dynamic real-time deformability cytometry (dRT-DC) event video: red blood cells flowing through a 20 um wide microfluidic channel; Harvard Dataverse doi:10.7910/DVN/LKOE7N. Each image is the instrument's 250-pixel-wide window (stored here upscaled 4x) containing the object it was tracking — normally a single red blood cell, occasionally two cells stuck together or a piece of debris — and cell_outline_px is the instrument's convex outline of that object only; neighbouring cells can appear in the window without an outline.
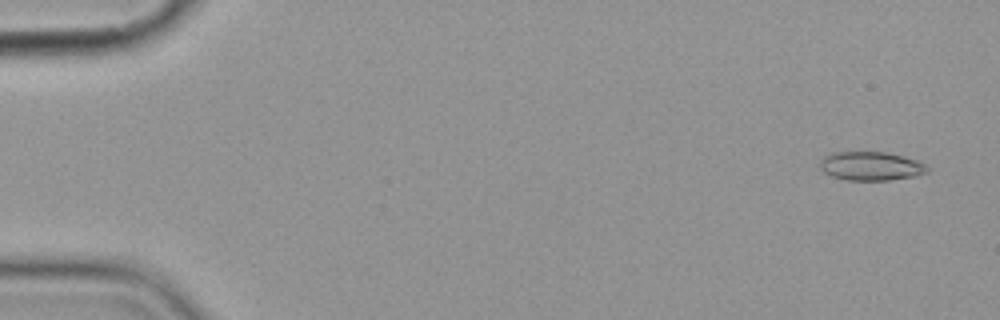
{"species": "common noctule bat (a hibernating species)", "species_latin": "Nyctalus noctula", "temperature_condition": "cold", "stored_images_in_passage": 5, "camera_frame_rate_fps": 3000, "um_per_image_px": 0.085, "animal": {"sex": "female", "body_mass_g": 19.9}, "frame": {"image": 1, "passage_image": 1, "time_ms": 0.0, "image_size_px": [1000, 320], "cell_outline_px": [[928, 172], [912, 176], [888, 180], [844, 180], [832, 176], [824, 172], [820, 168], [820, 164], [824, 156], [832, 152], [884, 152], [904, 156], [916, 160], [924, 164], [928, 168]], "centroid_in_image_um": [74.0, 14.11], "position_along_channel_um": 11.0, "area_um2": 17.86}}
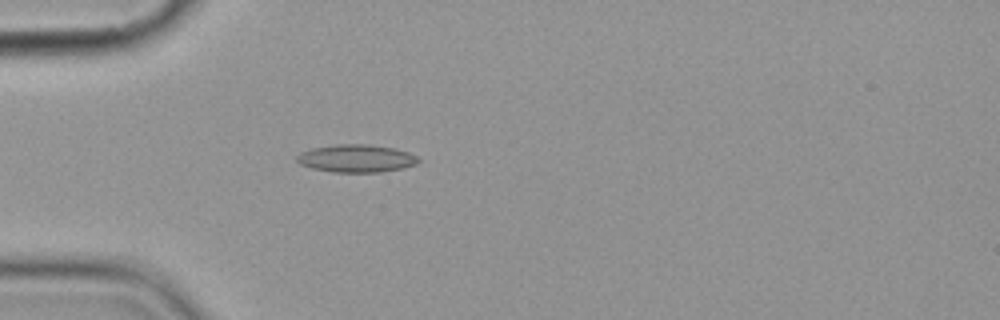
{"frame": {"image": 2, "passage_image": 5, "time_ms": 4.667, "image_size_px": [1000, 320], "cell_outline_px": [[420, 160], [416, 164], [404, 168], [380, 172], [332, 172], [312, 168], [300, 164], [296, 160], [296, 156], [300, 152], [312, 148], [336, 144], [368, 144], [396, 148], [408, 152], [416, 156]], "centroid_in_image_um": [30.28, 13.46], "position_along_channel_um": 54.7, "area_um2": 19.77}}